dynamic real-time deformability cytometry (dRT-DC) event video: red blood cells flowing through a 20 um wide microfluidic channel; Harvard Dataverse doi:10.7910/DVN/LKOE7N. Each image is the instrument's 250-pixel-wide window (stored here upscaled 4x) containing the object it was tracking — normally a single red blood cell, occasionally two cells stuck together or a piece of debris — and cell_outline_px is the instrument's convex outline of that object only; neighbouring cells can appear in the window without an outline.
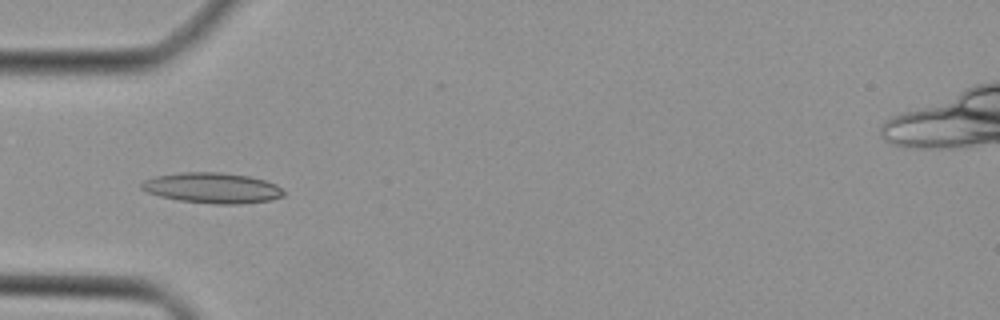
{"species": "Egyptian fruit bat (a non-hibernating species)", "species_latin": "Rousettus aegyptiacus", "temperature_condition": "cold", "stored_images_in_passage": 45, "camera_frame_rate_fps": 3000, "um_per_image_px": 0.085, "animal": {"sex": "female"}, "frame": {"image": 1, "passage_image": 14, "time_ms": 4.333, "image_size_px": [1000, 320], "cell_outline_px": [[284, 196], [268, 200], [240, 204], [212, 204], [180, 200], [160, 196], [148, 192], [140, 188], [140, 184], [144, 180], [156, 176], [180, 172], [220, 172], [248, 176], [264, 180], [276, 184], [284, 192]], "centroid_in_image_um": [18.03, 15.97], "position_along_channel_um": 67.0, "area_um2": 25.14}}
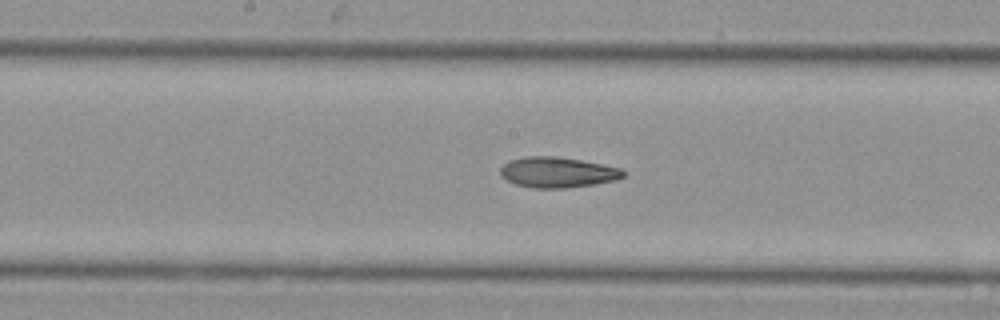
{"frame": {"image": 2, "passage_image": 23, "time_ms": 7.333, "image_size_px": [1000, 320], "cell_outline_px": [[628, 172], [624, 176], [616, 180], [592, 184], [564, 188], [532, 188], [516, 184], [500, 176], [500, 168], [508, 160], [524, 156], [556, 156], [580, 160], [620, 168]], "centroid_in_image_um": [47.36, 14.64], "position_along_channel_um": 200.8, "area_um2": 21.85}}
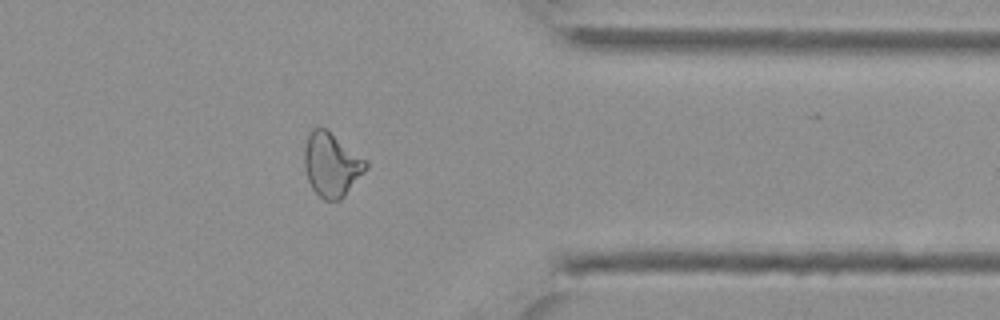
{"frame": {"image": 3, "passage_image": 36, "time_ms": 11.667, "image_size_px": [1000, 320], "cell_outline_px": [[368, 168], [344, 196], [340, 200], [324, 200], [312, 188], [308, 180], [304, 168], [304, 148], [308, 136], [312, 128], [328, 128], [368, 160]], "centroid_in_image_um": [28.2, 13.96], "position_along_channel_um": 383.2, "area_um2": 23.24}}